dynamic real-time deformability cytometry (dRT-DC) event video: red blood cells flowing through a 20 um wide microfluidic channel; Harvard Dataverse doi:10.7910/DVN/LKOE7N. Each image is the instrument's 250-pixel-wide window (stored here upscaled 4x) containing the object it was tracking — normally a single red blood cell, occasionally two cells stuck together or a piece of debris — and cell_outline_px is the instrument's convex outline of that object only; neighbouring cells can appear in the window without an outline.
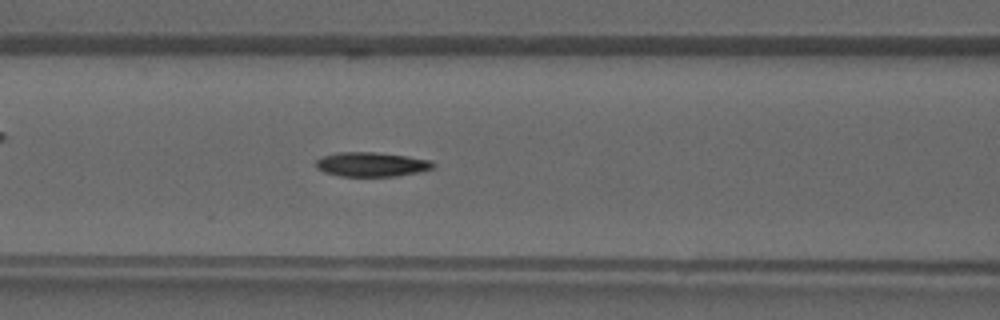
{"species": "common noctule bat (a hibernating species)", "species_latin": "Nyctalus noctula", "temperature_condition": "warm", "stored_images_in_passage": 31, "camera_frame_rate_fps": 3000, "um_per_image_px": 0.085, "animal": {"sex": "male", "forearm_length_mm": 52.5}, "frame": {"image": 1, "passage_image": 8, "time_ms": 2.333, "image_size_px": [1000, 320], "cell_outline_px": [[436, 168], [396, 176], [340, 176], [324, 172], [316, 168], [316, 160], [320, 156], [336, 152], [376, 152], [408, 156], [432, 160], [436, 164]], "centroid_in_image_um": [31.58, 13.96], "position_along_channel_um": 135.0, "area_um2": 16.88}}
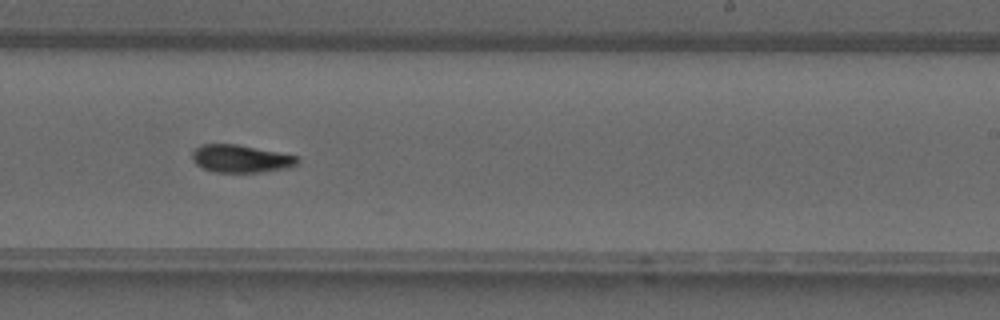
{"frame": {"image": 2, "passage_image": 16, "time_ms": 5.0, "image_size_px": [1000, 320], "cell_outline_px": [[300, 160], [296, 164], [288, 168], [260, 172], [216, 172], [200, 168], [192, 160], [192, 152], [200, 144], [236, 144], [296, 156]], "centroid_in_image_um": [20.41, 13.49], "position_along_channel_um": 268.6, "area_um2": 16.88}}
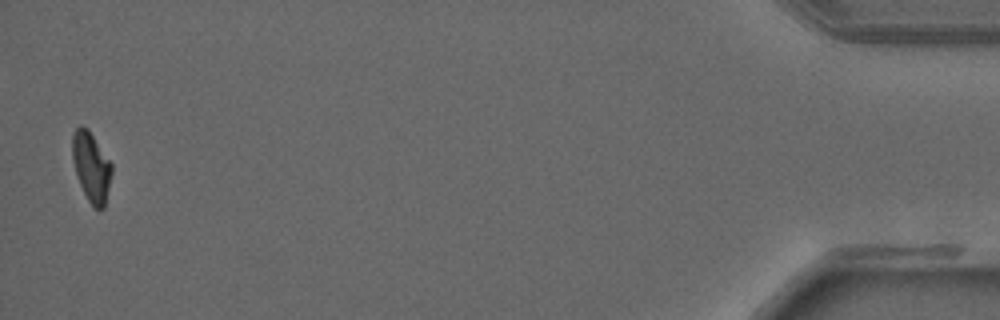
{"frame": {"image": 3, "passage_image": 31, "time_ms": 10.0, "image_size_px": [1000, 320], "cell_outline_px": [[112, 172], [104, 208], [92, 208], [80, 184], [72, 160], [72, 136], [76, 128], [80, 124], [88, 128], [112, 164]], "centroid_in_image_um": [7.75, 14.16], "position_along_channel_um": 427.4, "area_um2": 15.9}}